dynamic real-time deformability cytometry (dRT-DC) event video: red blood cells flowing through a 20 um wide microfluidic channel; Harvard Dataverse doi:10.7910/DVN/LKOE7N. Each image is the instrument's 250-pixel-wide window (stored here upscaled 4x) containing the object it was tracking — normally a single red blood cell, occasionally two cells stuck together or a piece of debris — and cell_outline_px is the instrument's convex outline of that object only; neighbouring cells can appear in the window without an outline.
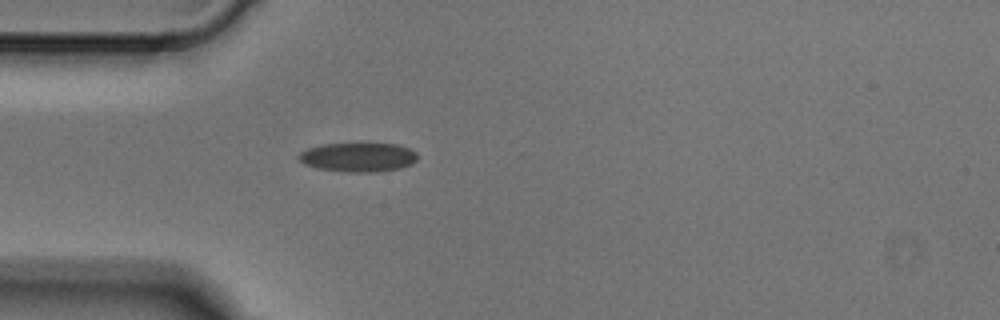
{"species": "Egyptian fruit bat (a non-hibernating species)", "species_latin": "Rousettus aegyptiacus", "temperature_condition": "cold", "stored_images_in_passage": 1, "camera_frame_rate_fps": 3000, "um_per_image_px": 0.085, "animal": {"sex": "male"}, "frame": {"image": 1, "passage_image": 1, "time_ms": 0.0, "image_size_px": [1000, 320], "cell_outline_px": [[416, 160], [412, 164], [400, 168], [372, 172], [352, 172], [316, 168], [304, 164], [296, 156], [300, 152], [308, 148], [324, 144], [368, 140], [400, 144], [416, 152]], "centroid_in_image_um": [30.46, 13.3], "position_along_channel_um": 54.5, "area_um2": 21.1}}